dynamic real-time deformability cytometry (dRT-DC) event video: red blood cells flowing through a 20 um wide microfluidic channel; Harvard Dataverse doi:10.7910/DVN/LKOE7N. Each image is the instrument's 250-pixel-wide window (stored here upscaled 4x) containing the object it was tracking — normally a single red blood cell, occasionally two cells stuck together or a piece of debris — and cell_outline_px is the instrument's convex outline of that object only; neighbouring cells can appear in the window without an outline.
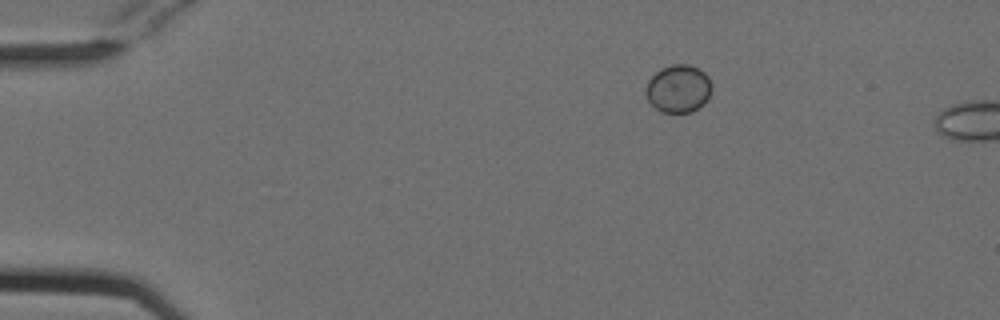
{"species": "Egyptian fruit bat (a non-hibernating species)", "species_latin": "Rousettus aegyptiacus", "temperature_condition": "cold", "stored_images_in_passage": 4, "camera_frame_rate_fps": 3000, "um_per_image_px": 0.085, "animal": {"sex": "female"}, "frame": {"image": 1, "passage_image": 1, "time_ms": 0.0, "image_size_px": [1000, 320], "cell_outline_px": [[712, 88], [704, 104], [692, 112], [660, 112], [648, 100], [644, 92], [648, 80], [660, 68], [672, 64], [688, 64], [704, 72], [708, 76], [712, 84]], "centroid_in_image_um": [57.65, 7.53], "position_along_channel_um": 27.3, "area_um2": 18.44}}